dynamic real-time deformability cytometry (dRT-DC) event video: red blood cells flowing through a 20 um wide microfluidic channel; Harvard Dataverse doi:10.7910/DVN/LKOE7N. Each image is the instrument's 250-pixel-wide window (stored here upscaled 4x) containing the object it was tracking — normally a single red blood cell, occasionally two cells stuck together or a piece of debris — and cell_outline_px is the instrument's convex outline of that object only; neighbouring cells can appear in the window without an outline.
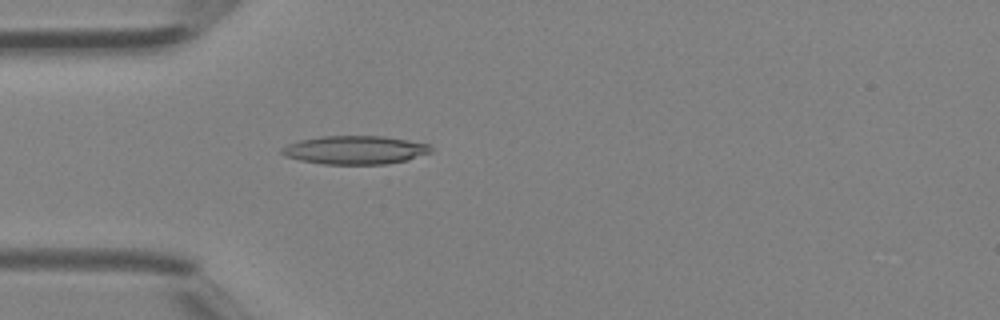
{"species": "Egyptian fruit bat (a non-hibernating species)", "species_latin": "Rousettus aegyptiacus", "temperature_condition": "room temperature", "stored_images_in_passage": 31, "camera_frame_rate_fps": 3000, "um_per_image_px": 0.085, "animal": {"sex": "female"}, "frame": {"image": 1, "passage_image": 9, "time_ms": 2.667, "image_size_px": [1000, 320], "cell_outline_px": [[432, 152], [408, 160], [384, 164], [324, 164], [300, 160], [284, 156], [280, 152], [280, 148], [288, 144], [300, 140], [320, 136], [384, 136], [408, 140], [428, 144], [432, 148]], "centroid_in_image_um": [30.17, 12.75], "position_along_channel_um": 54.8, "area_um2": 24.8}}
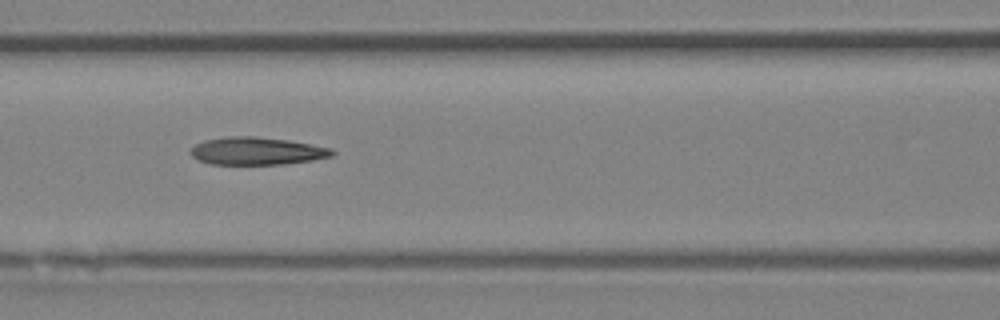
{"frame": {"image": 2, "passage_image": 15, "time_ms": 4.667, "image_size_px": [1000, 320], "cell_outline_px": [[336, 152], [332, 156], [312, 160], [284, 164], [208, 164], [196, 160], [188, 152], [196, 144], [204, 140], [224, 136], [256, 136], [288, 140], [312, 144], [332, 148]], "centroid_in_image_um": [21.8, 12.83], "position_along_channel_um": 144.8, "area_um2": 23.06}}
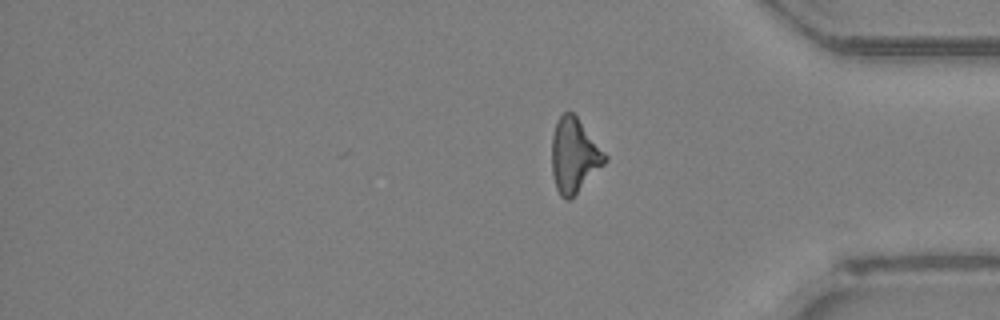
{"frame": {"image": 3, "passage_image": 31, "time_ms": 10.0, "image_size_px": [1000, 320], "cell_outline_px": [[608, 160], [568, 200], [564, 200], [560, 196], [556, 188], [552, 172], [552, 136], [556, 120], [564, 112], [572, 112], [576, 116], [608, 156]], "centroid_in_image_um": [48.79, 13.19], "position_along_channel_um": 386.4, "area_um2": 22.66}}